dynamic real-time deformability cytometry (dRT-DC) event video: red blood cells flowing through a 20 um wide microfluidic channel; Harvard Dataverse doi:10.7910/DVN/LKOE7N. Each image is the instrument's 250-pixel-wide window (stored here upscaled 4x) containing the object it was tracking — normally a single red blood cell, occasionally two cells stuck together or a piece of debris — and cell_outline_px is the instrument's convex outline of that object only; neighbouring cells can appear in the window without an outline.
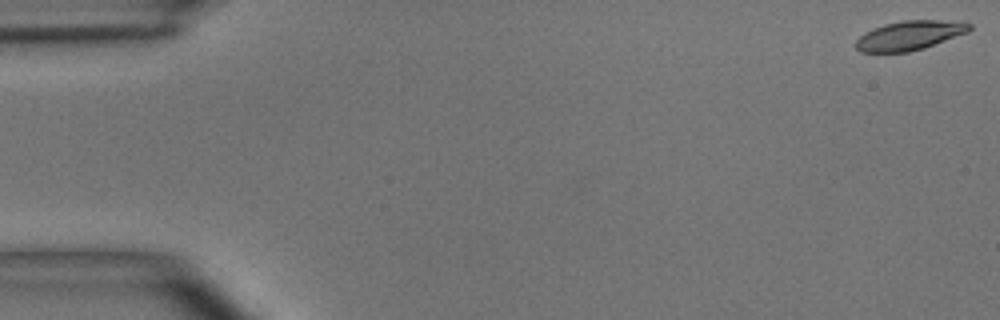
{"species": "common noctule bat (a hibernating species)", "species_latin": "Nyctalus noctula", "temperature_condition": "room temperature", "stored_images_in_passage": 15, "camera_frame_rate_fps": 3000, "um_per_image_px": 0.085, "animal": {"sex": "male", "body_mass_g": 15.6}, "frame": {"image": 1, "passage_image": 1, "time_ms": 0.0, "image_size_px": [1000, 320], "cell_outline_px": [[972, 28], [968, 32], [924, 48], [908, 52], [860, 52], [856, 48], [856, 40], [864, 32], [872, 28], [884, 24], [904, 20], [968, 20], [972, 24]], "centroid_in_image_um": [77.37, 2.99], "position_along_channel_um": 7.6, "area_um2": 19.71}}
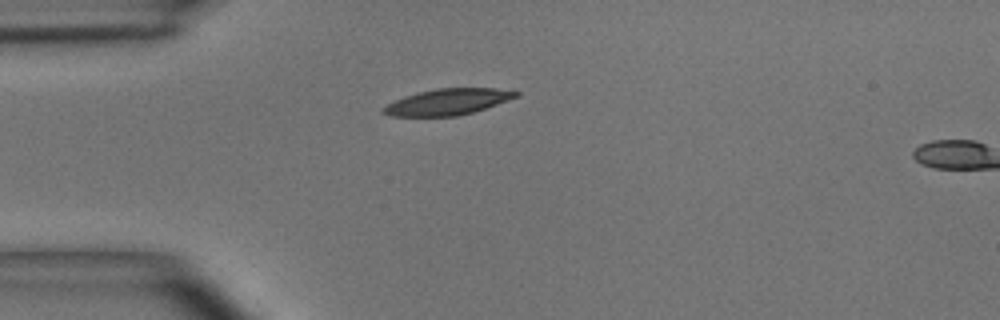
{"frame": {"image": 2, "passage_image": 13, "time_ms": 4.0, "image_size_px": [1000, 320], "cell_outline_px": [[520, 96], [472, 112], [456, 116], [388, 116], [380, 112], [380, 108], [404, 96], [416, 92], [436, 88], [496, 88], [520, 92]], "centroid_in_image_um": [38.01, 8.65], "position_along_channel_um": 47.0, "area_um2": 20.23}}